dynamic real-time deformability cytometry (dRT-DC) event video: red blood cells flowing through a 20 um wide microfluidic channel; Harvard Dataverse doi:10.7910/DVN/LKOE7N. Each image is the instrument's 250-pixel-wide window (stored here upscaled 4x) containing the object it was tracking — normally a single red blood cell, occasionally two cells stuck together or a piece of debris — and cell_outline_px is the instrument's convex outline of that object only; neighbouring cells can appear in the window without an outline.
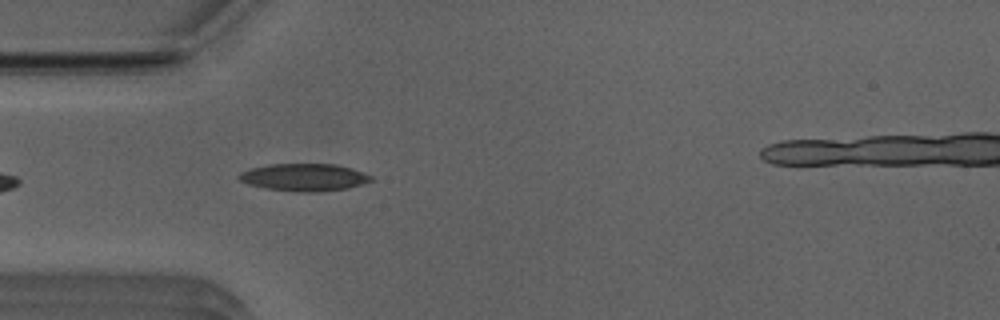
{"species": "Egyptian fruit bat (a non-hibernating species)", "species_latin": "Rousettus aegyptiacus", "temperature_condition": "room temperature", "stored_images_in_passage": 12, "camera_frame_rate_fps": 3000, "um_per_image_px": 0.085, "animal": {"sex": "male"}, "frame": {"image": 1, "passage_image": 4, "time_ms": 1.0, "image_size_px": [1000, 320], "cell_outline_px": [[372, 180], [348, 188], [320, 192], [300, 192], [264, 188], [248, 184], [240, 180], [236, 176], [240, 172], [252, 168], [268, 164], [336, 164], [352, 168], [364, 172], [372, 176]], "centroid_in_image_um": [25.84, 15.07], "position_along_channel_um": 59.2, "area_um2": 21.15}}